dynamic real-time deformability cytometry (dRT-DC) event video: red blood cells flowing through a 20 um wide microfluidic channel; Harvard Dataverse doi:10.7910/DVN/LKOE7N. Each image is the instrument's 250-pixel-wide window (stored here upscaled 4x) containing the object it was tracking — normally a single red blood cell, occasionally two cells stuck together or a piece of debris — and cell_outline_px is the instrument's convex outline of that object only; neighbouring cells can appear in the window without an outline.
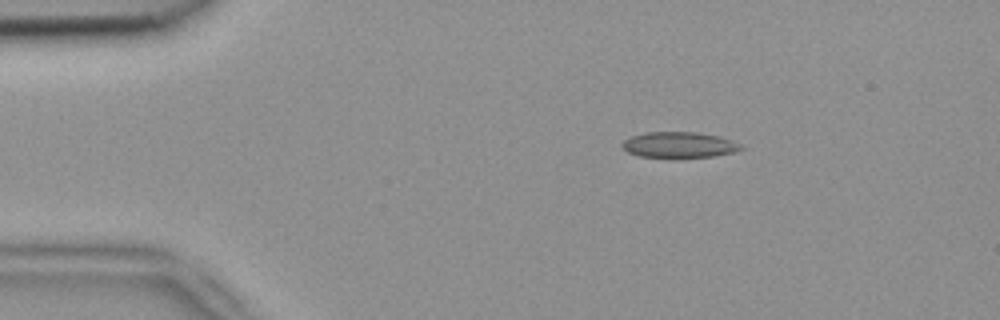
{"species": "common noctule bat (a hibernating species)", "species_latin": "Nyctalus noctula", "temperature_condition": "room temperature", "stored_images_in_passage": 3, "camera_frame_rate_fps": 3000, "um_per_image_px": 0.085, "animal": {"sex": "female", "body_mass_g": 18.4}, "frame": {"image": 1, "passage_image": 2, "time_ms": 0.333, "image_size_px": [1000, 320], "cell_outline_px": [[744, 148], [736, 152], [712, 156], [640, 156], [628, 152], [620, 144], [624, 140], [632, 136], [644, 132], [696, 132], [716, 136], [740, 144]], "centroid_in_image_um": [57.7, 12.29], "position_along_channel_um": 27.3, "area_um2": 17.28}}